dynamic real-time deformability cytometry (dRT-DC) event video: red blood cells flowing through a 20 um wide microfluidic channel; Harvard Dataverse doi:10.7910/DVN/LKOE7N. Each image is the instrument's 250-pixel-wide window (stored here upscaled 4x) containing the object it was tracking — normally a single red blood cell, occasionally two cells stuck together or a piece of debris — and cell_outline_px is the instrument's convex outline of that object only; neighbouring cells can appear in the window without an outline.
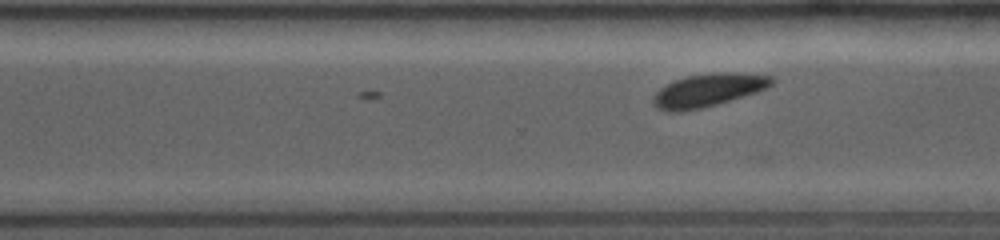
{"species": "common noctule bat (a hibernating species)", "species_latin": "Nyctalus noctula", "temperature_condition": "room temperature", "stored_images_in_passage": 28, "camera_frame_rate_fps": 4000, "um_per_image_px": 0.085, "animal": {"sex": "female", "body_mass_g": 19.0, "forearm_length_mm": 53.3}, "frame": {"image": 1, "passage_image": 28, "time_ms": 6.75, "image_size_px": [1000, 240], "cell_outline_px": [[776, 80], [772, 84], [756, 92], [716, 104], [700, 108], [680, 112], [668, 112], [656, 108], [652, 100], [656, 92], [660, 88], [676, 80], [688, 76], [720, 72], [724, 72], [772, 76]], "centroid_in_image_um": [60.16, 7.68], "position_along_channel_um": 310.4, "area_um2": 22.31}}